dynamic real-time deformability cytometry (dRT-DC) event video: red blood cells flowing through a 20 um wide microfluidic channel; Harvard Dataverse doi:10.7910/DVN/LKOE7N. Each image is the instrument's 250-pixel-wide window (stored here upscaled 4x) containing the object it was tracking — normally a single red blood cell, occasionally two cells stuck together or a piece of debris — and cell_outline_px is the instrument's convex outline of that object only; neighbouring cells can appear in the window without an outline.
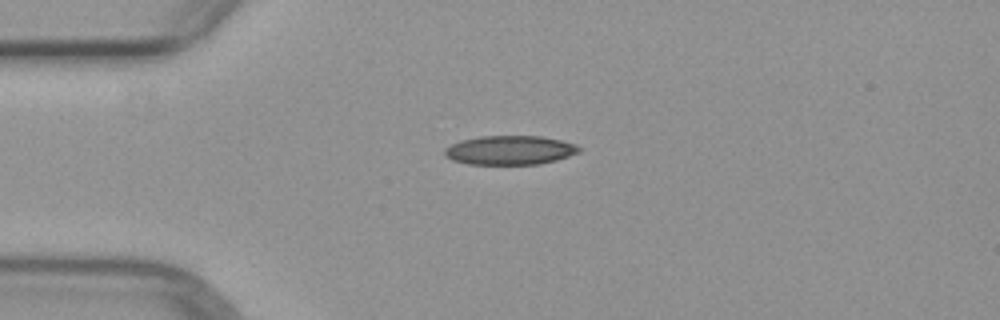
{"species": "common noctule bat (a hibernating species)", "species_latin": "Nyctalus noctula", "temperature_condition": "warm", "stored_images_in_passage": 6, "camera_frame_rate_fps": 3000, "um_per_image_px": 0.085, "animal": {"sex": "female", "body_mass_g": 29.2, "forearm_length_mm": 56.3}, "frame": {"image": 1, "passage_image": 3, "time_ms": 2.667, "image_size_px": [1000, 320], "cell_outline_px": [[580, 152], [556, 160], [540, 164], [468, 164], [452, 160], [444, 156], [444, 148], [460, 140], [480, 136], [540, 136], [560, 140], [576, 144], [580, 148]], "centroid_in_image_um": [43.31, 12.76], "position_along_channel_um": 41.7, "area_um2": 22.83}}
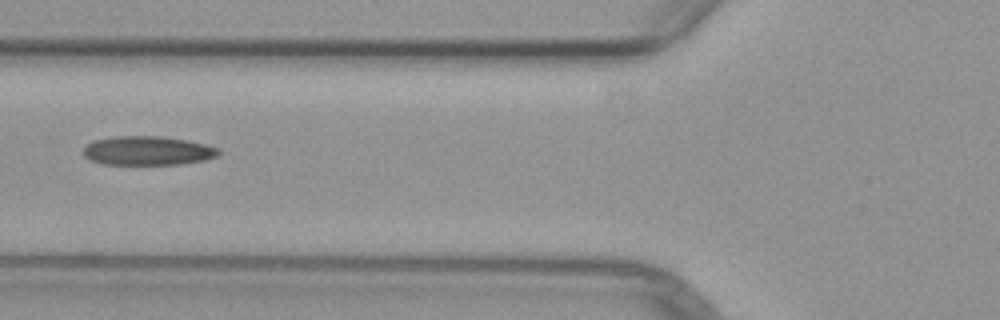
{"frame": {"image": 2, "passage_image": 5, "time_ms": 5.0, "image_size_px": [1000, 320], "cell_outline_px": [[220, 152], [216, 156], [204, 160], [180, 164], [100, 164], [84, 156], [84, 148], [88, 144], [96, 140], [116, 136], [160, 136], [188, 140], [220, 148]], "centroid_in_image_um": [12.57, 12.81], "position_along_channel_um": 113.2, "area_um2": 22.72}}
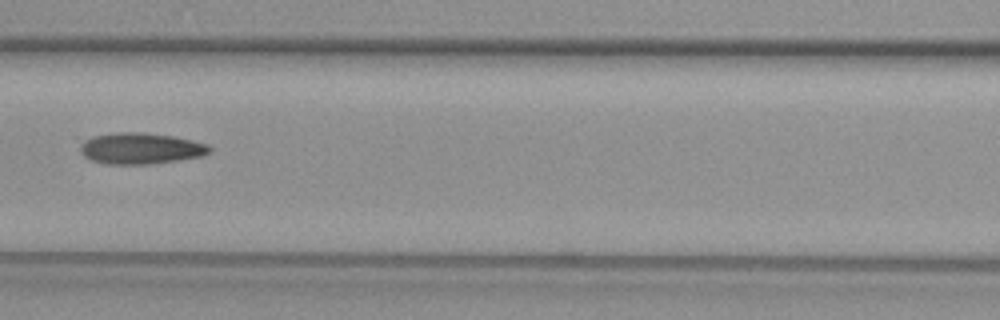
{"frame": {"image": 3, "passage_image": 6, "time_ms": 6.0, "image_size_px": [1000, 320], "cell_outline_px": [[212, 152], [204, 156], [148, 164], [104, 164], [92, 160], [84, 156], [80, 152], [80, 148], [92, 136], [120, 132], [144, 132], [172, 136], [192, 140], [208, 144], [212, 148]], "centroid_in_image_um": [12.01, 12.62], "position_along_channel_um": 154.6, "area_um2": 23.41}}